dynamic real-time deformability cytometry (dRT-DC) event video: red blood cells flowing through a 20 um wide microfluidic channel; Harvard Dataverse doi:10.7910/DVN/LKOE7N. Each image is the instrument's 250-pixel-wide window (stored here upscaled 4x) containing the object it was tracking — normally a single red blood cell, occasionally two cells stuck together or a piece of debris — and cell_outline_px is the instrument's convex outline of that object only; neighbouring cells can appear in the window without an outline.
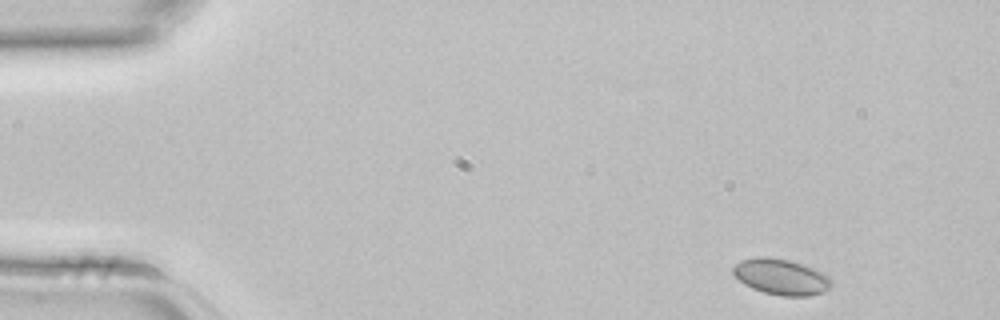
{"species": "common noctule bat (a hibernating species)", "species_latin": "Nyctalus noctula", "temperature_condition": "room temperature", "stored_images_in_passage": 5, "camera_frame_rate_fps": 3000, "um_per_image_px": 0.085, "animal": {"sex": "female", "body_mass_g": 22.7, "forearm_length_mm": 54.2}, "frame": {"image": 1, "passage_image": 1, "time_ms": 0.0, "image_size_px": [1000, 320], "cell_outline_px": [[832, 284], [824, 292], [808, 296], [780, 296], [764, 292], [752, 288], [744, 284], [732, 272], [732, 268], [740, 260], [756, 256], [768, 256], [788, 260], [824, 272], [832, 280]], "centroid_in_image_um": [66.39, 23.53], "position_along_channel_um": 18.6, "area_um2": 20.58}}
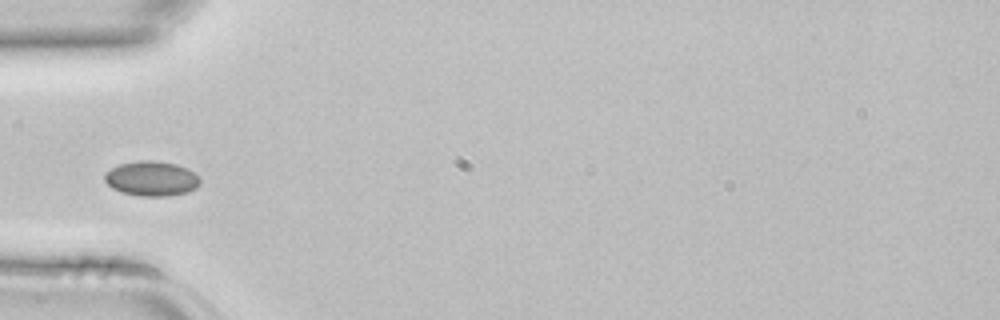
{"frame": {"image": 2, "passage_image": 4, "time_ms": 1.0, "image_size_px": [1000, 320], "cell_outline_px": [[200, 184], [196, 188], [188, 192], [168, 196], [140, 196], [120, 192], [112, 188], [104, 180], [104, 172], [120, 164], [140, 160], [152, 160], [176, 164], [188, 168], [200, 180]], "centroid_in_image_um": [12.86, 15.18], "position_along_channel_um": 72.1, "area_um2": 19.42}}